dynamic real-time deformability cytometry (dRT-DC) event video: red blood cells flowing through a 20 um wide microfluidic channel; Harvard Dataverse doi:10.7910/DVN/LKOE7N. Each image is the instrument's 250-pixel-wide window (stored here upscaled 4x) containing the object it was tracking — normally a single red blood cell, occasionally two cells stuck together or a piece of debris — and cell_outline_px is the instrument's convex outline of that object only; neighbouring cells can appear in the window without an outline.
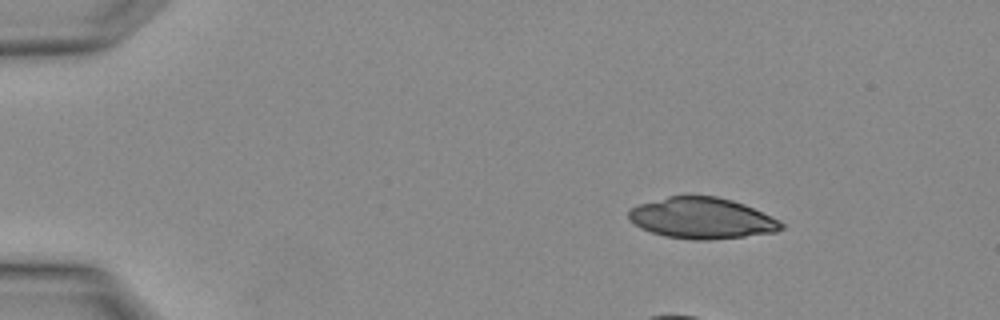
{"species": "Egyptian fruit bat (a non-hibernating species)", "species_latin": "Rousettus aegyptiacus", "temperature_condition": "warm", "stored_images_in_passage": 2, "camera_frame_rate_fps": 3000, "um_per_image_px": 0.085, "animal": {"sex": "female"}, "frame": {"image": 1, "passage_image": 1, "time_ms": 0.0, "image_size_px": [1000, 320], "cell_outline_px": [[784, 228], [776, 232], [744, 236], [708, 240], [696, 240], [664, 236], [640, 228], [628, 220], [628, 208], [640, 204], [668, 196], [716, 196], [732, 200], [744, 204], [780, 220], [784, 224]], "centroid_in_image_um": [59.64, 18.55], "position_along_channel_um": 25.4, "area_um2": 36.53}}